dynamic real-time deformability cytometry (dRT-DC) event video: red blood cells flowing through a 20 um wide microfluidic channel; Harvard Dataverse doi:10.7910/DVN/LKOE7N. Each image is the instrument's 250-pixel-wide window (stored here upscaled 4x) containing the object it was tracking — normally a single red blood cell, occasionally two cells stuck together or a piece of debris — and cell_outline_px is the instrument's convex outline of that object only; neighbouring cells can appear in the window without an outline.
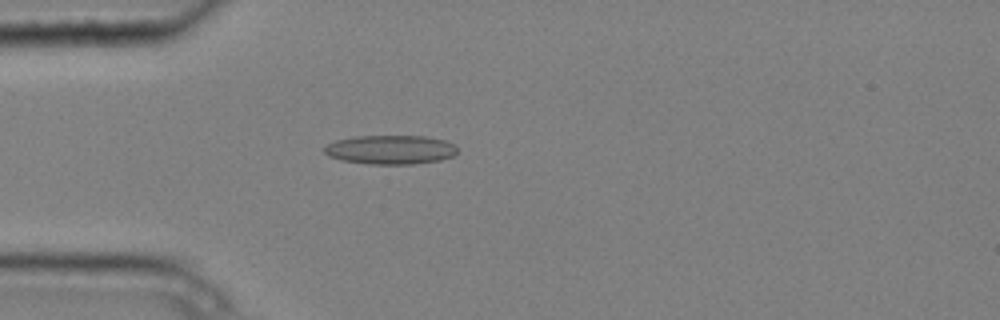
{"species": "common noctule bat (a hibernating species)", "species_latin": "Nyctalus noctula", "temperature_condition": "cold", "stored_images_in_passage": 4, "camera_frame_rate_fps": 3000, "um_per_image_px": 0.085, "animal": {"sex": "male", "body_mass_g": 20.4}, "frame": {"image": 1, "passage_image": 4, "time_ms": 1.0, "image_size_px": [1000, 320], "cell_outline_px": [[456, 152], [452, 156], [440, 160], [412, 164], [368, 164], [340, 160], [328, 156], [324, 152], [324, 148], [328, 144], [336, 140], [356, 136], [424, 136], [444, 140], [456, 144]], "centroid_in_image_um": [33.18, 12.72], "position_along_channel_um": 51.8, "area_um2": 22.54}}